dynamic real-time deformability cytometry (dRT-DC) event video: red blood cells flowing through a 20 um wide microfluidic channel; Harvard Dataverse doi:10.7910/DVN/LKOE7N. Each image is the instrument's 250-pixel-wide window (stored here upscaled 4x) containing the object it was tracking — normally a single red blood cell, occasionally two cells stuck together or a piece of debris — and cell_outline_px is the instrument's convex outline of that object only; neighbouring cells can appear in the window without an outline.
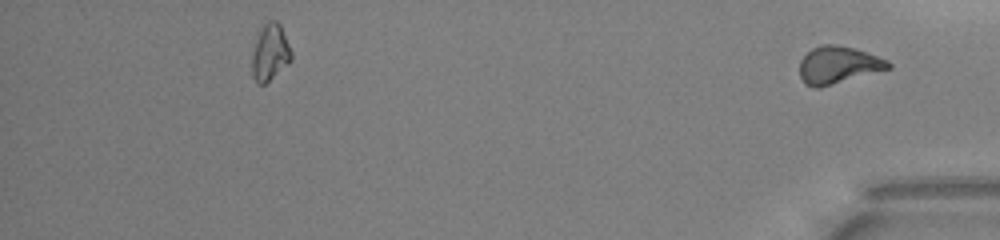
{"species": "common noctule bat (a hibernating species)", "species_latin": "Nyctalus noctula", "temperature_condition": "warm", "stored_images_in_passage": 32, "segment_of_instrument_passage": [2, 2], "camera_frame_rate_fps": 3000, "um_per_image_px": 0.085, "animal": {"sex": "male", "body_mass_g": 13.0, "forearm_length_mm": 53.1}, "frame": {"image": 1, "passage_image": 32, "time_ms": 10.333, "image_size_px": [1000, 240], "cell_outline_px": [[892, 68], [820, 88], [812, 88], [804, 84], [800, 76], [800, 60], [812, 48], [820, 44], [836, 44], [856, 48], [868, 52], [888, 60], [892, 64]], "centroid_in_image_um": [71.26, 5.52], "position_along_channel_um": 363.9, "area_um2": 19.65}}